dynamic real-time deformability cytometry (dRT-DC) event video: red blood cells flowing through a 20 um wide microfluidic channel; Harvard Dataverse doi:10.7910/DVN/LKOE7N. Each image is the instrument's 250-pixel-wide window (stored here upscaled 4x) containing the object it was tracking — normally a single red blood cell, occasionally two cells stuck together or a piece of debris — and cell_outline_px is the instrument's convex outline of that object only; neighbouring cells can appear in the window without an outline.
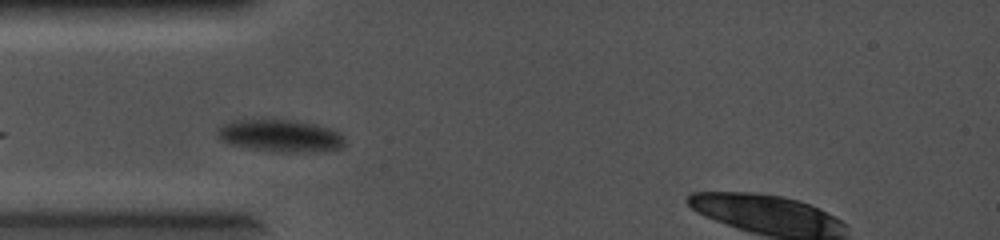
{"species": "common noctule bat (a hibernating species)", "species_latin": "Nyctalus noctula", "temperature_condition": "cold", "stored_images_in_passage": 12, "camera_frame_rate_fps": 5000, "um_per_image_px": 0.085, "animal": {"sex": "female", "body_mass_g": 19.0, "forearm_length_mm": 56.7}, "frame": {"image": 1, "passage_image": 1, "time_ms": 0.0, "image_size_px": [1000, 240], "cell_outline_px": [[344, 148], [308, 152], [280, 152], [228, 144], [220, 140], [216, 136], [216, 128], [220, 124], [232, 120], [264, 116], [296, 120], [316, 124], [340, 132], [344, 136]], "centroid_in_image_um": [23.75, 11.48], "position_along_channel_um": 61.2, "area_um2": 25.09}}
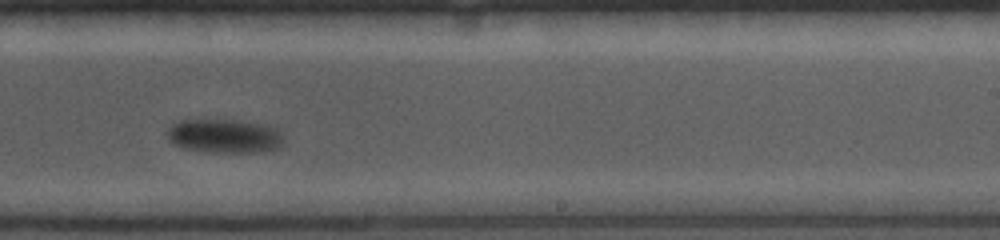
{"frame": {"image": 2, "passage_image": 6, "time_ms": 1.0, "image_size_px": [1000, 240], "cell_outline_px": [[284, 144], [280, 148], [264, 152], [204, 152], [184, 148], [172, 144], [168, 140], [168, 128], [172, 124], [180, 120], [240, 120], [260, 124], [276, 128], [284, 136]], "centroid_in_image_um": [19.1, 11.58], "position_along_channel_um": 269.9, "area_um2": 23.35}}
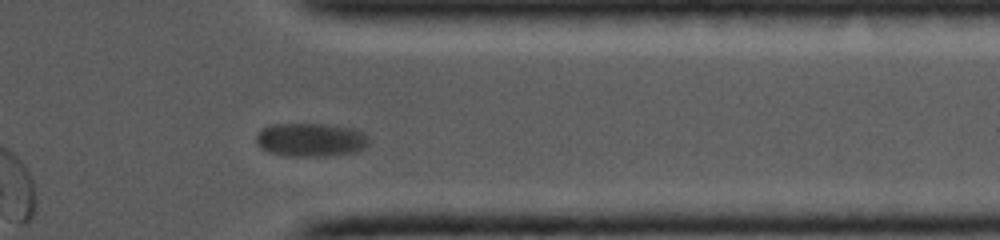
{"frame": {"image": 3, "passage_image": 9, "time_ms": 1.6, "image_size_px": [1000, 240], "cell_outline_px": [[368, 144], [356, 152], [328, 156], [288, 156], [272, 152], [260, 148], [256, 144], [256, 136], [260, 128], [272, 124], [324, 124], [356, 128], [364, 132], [368, 136]], "centroid_in_image_um": [26.41, 11.87], "position_along_channel_um": 385.0, "area_um2": 22.25}}